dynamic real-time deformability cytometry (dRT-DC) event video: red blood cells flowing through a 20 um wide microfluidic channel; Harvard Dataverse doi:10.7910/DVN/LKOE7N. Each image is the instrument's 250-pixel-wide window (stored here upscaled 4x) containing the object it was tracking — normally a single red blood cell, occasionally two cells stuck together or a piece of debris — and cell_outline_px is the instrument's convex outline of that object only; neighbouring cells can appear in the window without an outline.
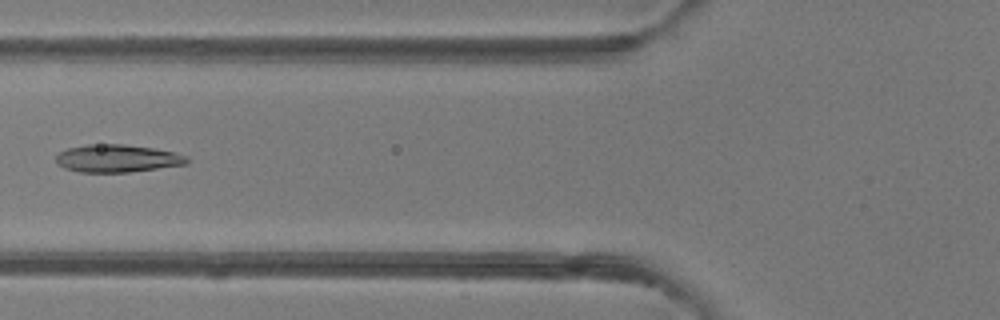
{"species": "common noctule bat (a hibernating species)", "species_latin": "Nyctalus noctula", "temperature_condition": "room temperature", "stored_images_in_passage": 6, "camera_frame_rate_fps": 3000, "um_per_image_px": 0.085, "animal": {"sex": "female"}, "frame": {"image": 1, "passage_image": 6, "time_ms": 5.667, "image_size_px": [1000, 320], "cell_outline_px": [[188, 164], [128, 172], [80, 172], [64, 168], [56, 164], [56, 156], [60, 152], [68, 148], [88, 144], [124, 144], [152, 148], [172, 152], [188, 156]], "centroid_in_image_um": [9.95, 13.46], "position_along_channel_um": 115.9, "area_um2": 21.04}}